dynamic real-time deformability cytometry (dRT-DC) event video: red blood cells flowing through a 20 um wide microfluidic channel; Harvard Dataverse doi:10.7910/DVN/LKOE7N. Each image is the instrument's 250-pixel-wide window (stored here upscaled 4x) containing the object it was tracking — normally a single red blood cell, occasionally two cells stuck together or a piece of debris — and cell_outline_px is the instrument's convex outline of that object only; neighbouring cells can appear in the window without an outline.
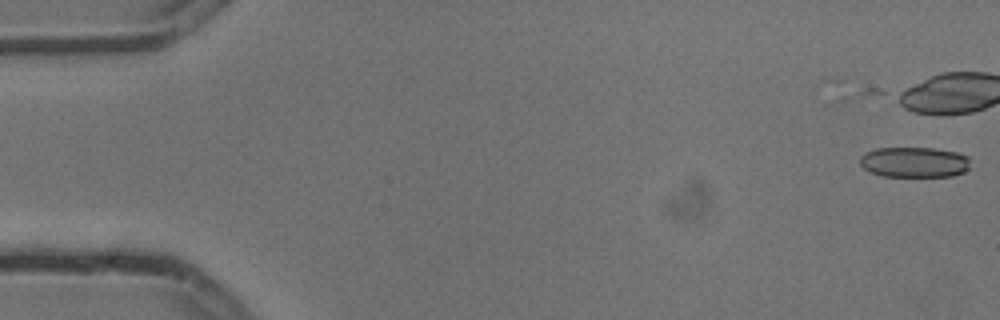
{"species": "common noctule bat (a hibernating species)", "species_latin": "Nyctalus noctula", "temperature_condition": "cold", "stored_images_in_passage": 7, "camera_frame_rate_fps": 3000, "um_per_image_px": 0.085, "animal": {"sex": "male", "body_mass_g": 13.3}, "frame": {"image": 1, "passage_image": 1, "time_ms": 0.0, "image_size_px": [1000, 320], "cell_outline_px": [[968, 168], [964, 172], [952, 176], [884, 176], [872, 172], [864, 168], [860, 164], [860, 156], [876, 148], [932, 148], [956, 152], [968, 156]], "centroid_in_image_um": [77.72, 13.78], "position_along_channel_um": 7.3, "area_um2": 19.36}}